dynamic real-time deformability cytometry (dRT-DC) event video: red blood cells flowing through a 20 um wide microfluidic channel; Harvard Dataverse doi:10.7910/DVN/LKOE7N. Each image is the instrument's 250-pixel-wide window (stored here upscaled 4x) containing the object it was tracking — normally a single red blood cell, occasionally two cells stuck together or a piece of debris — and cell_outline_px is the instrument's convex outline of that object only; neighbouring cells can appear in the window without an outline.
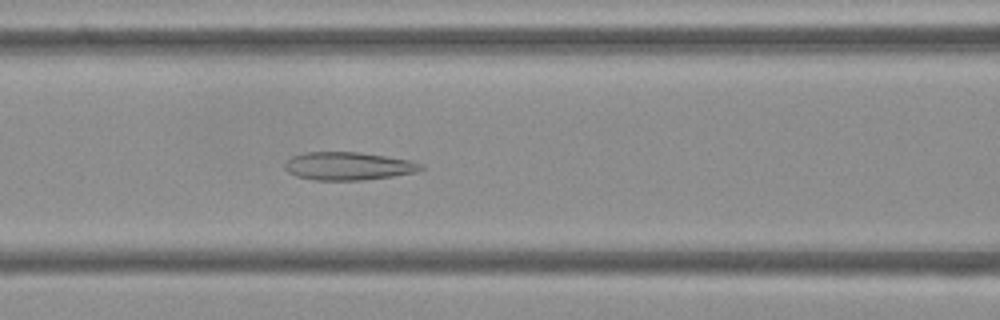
{"species": "Egyptian fruit bat (a non-hibernating species)", "species_latin": "Rousettus aegyptiacus", "temperature_condition": "cold", "stored_images_in_passage": 53, "camera_frame_rate_fps": 3000, "um_per_image_px": 0.085, "frame": {"image": 1, "passage_image": 22, "time_ms": 7.0, "image_size_px": [1000, 320], "cell_outline_px": [[424, 168], [416, 172], [392, 176], [364, 180], [312, 180], [296, 176], [288, 172], [284, 168], [284, 164], [292, 156], [304, 152], [360, 152], [412, 160], [424, 164]], "centroid_in_image_um": [29.61, 14.11], "position_along_channel_um": 137.0, "area_um2": 22.43}}
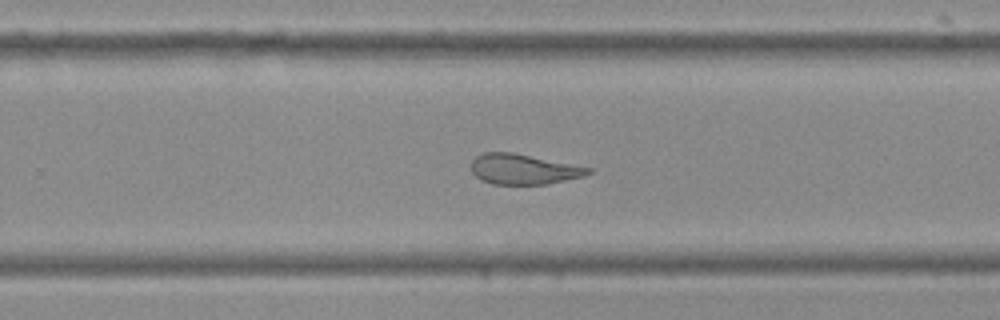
{"frame": {"image": 2, "passage_image": 34, "time_ms": 11.0, "image_size_px": [1000, 320], "cell_outline_px": [[592, 172], [584, 176], [548, 184], [492, 184], [480, 180], [472, 172], [472, 160], [476, 156], [484, 152], [512, 152], [592, 168]], "centroid_in_image_um": [44.49, 14.38], "position_along_channel_um": 285.3, "area_um2": 20.58}}
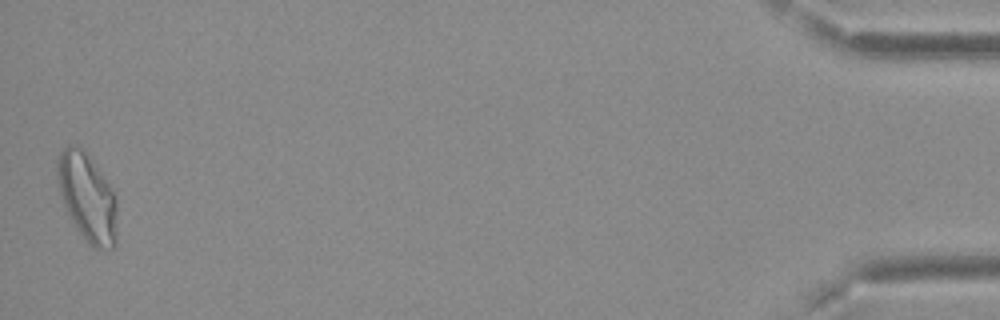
{"frame": {"image": 3, "passage_image": 53, "time_ms": 17.333, "image_size_px": [1000, 320], "cell_outline_px": [[116, 244], [112, 248], [100, 252], [92, 248], [88, 244], [76, 228], [64, 204], [60, 192], [56, 176], [56, 164], [60, 152], [68, 144], [72, 144], [80, 148], [84, 152], [100, 172], [112, 188], [116, 200]], "centroid_in_image_um": [7.42, 16.84], "position_along_channel_um": 427.8, "area_um2": 30.58}, "authors_computed_cell_mechanics": {"area_um2": 24.6228, "velocity_mm_per_s": 3.7093, "shape_relaxation_time_tau1_ms": null, "shape_relaxation_time_tau2_ms": 2.0228, "deformation_change_tau1": null, "deformation_change_tau2": 0.0986}}